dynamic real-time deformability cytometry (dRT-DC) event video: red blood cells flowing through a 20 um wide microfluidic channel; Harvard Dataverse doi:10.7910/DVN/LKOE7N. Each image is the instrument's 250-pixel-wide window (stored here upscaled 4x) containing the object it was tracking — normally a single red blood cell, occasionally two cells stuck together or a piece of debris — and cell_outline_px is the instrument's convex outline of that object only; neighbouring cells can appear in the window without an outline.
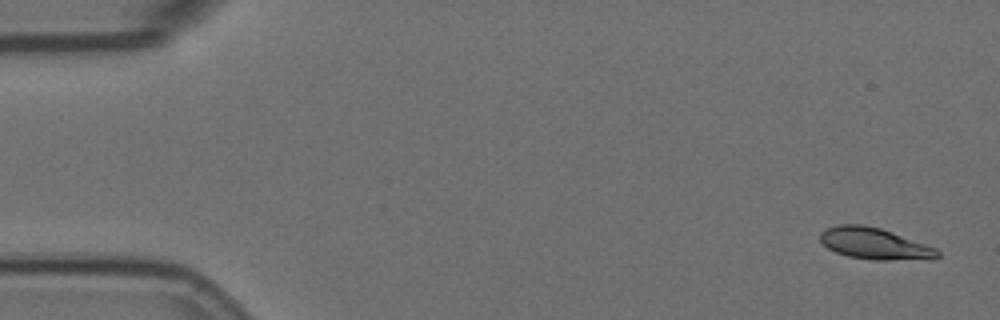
{"species": "Egyptian fruit bat (a non-hibernating species)", "species_latin": "Rousettus aegyptiacus", "temperature_condition": "room temperature", "stored_images_in_passage": 4, "camera_frame_rate_fps": 3000, "um_per_image_px": 0.085, "animal": {"sex": "female"}, "frame": {"image": 1, "passage_image": 1, "time_ms": 0.0, "image_size_px": [1000, 320], "cell_outline_px": [[940, 256], [932, 260], [872, 260], [848, 256], [836, 252], [828, 248], [820, 240], [820, 232], [828, 228], [840, 224], [860, 224], [880, 228], [892, 232], [936, 248], [940, 252]], "centroid_in_image_um": [74.38, 20.73], "position_along_channel_um": 10.6, "area_um2": 21.56}}
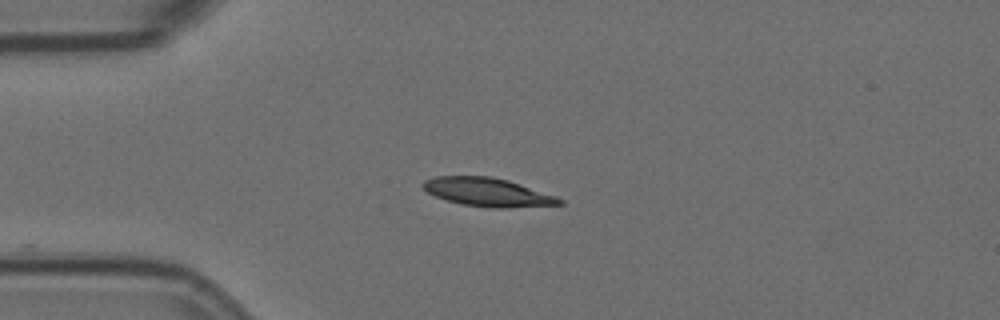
{"frame": {"image": 2, "passage_image": 4, "time_ms": 1.0, "image_size_px": [1000, 320], "cell_outline_px": [[564, 204], [508, 208], [492, 208], [460, 204], [436, 196], [428, 192], [420, 184], [424, 180], [436, 176], [492, 176], [508, 180], [556, 196], [564, 200]], "centroid_in_image_um": [41.46, 16.33], "position_along_channel_um": 43.5, "area_um2": 22.66}}